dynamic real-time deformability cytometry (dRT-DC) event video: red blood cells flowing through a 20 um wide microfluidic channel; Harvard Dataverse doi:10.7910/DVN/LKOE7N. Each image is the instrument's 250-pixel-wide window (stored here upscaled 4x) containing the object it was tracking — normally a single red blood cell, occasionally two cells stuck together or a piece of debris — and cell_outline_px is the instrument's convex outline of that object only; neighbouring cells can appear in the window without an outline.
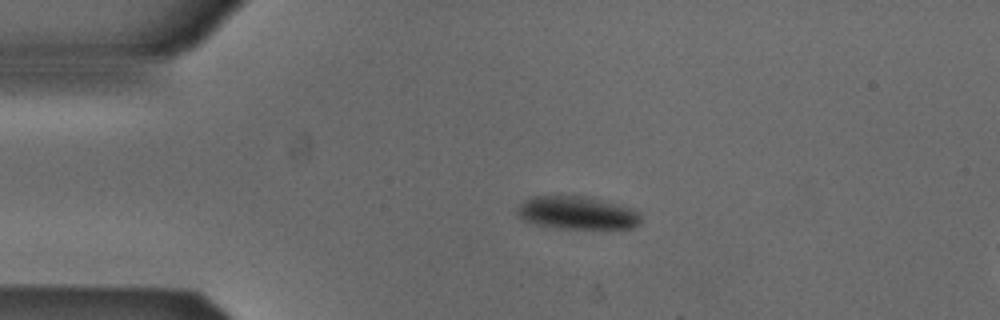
{"species": "Egyptian fruit bat (a non-hibernating species)", "species_latin": "Rousettus aegyptiacus", "temperature_condition": "cold", "stored_images_in_passage": 43, "camera_frame_rate_fps": 3000, "um_per_image_px": 0.085, "animal": {"sex": "male"}, "frame": {"image": 1, "passage_image": 1, "time_ms": 0.0, "image_size_px": [1000, 320], "cell_outline_px": [[640, 224], [632, 228], [556, 228], [536, 224], [524, 220], [516, 216], [516, 208], [524, 200], [532, 196], [580, 196], [620, 204], [632, 208], [640, 212]], "centroid_in_image_um": [49.03, 18.09], "position_along_channel_um": 36.0, "area_um2": 23.76}}
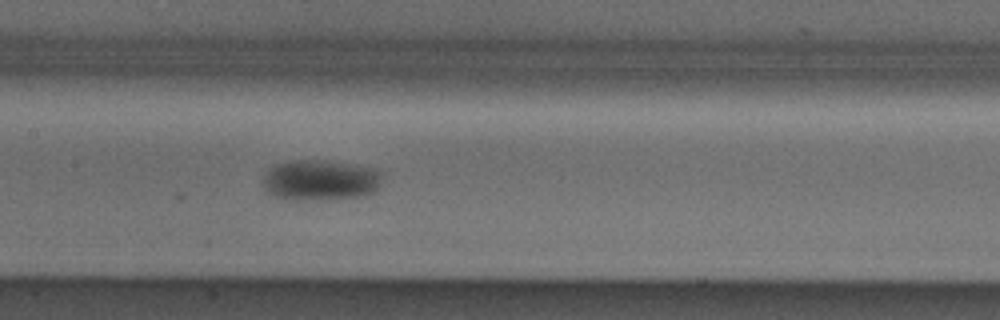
{"frame": {"image": 2, "passage_image": 15, "time_ms": 4.667, "image_size_px": [1000, 320], "cell_outline_px": [[384, 172], [380, 184], [376, 192], [364, 196], [320, 200], [304, 200], [276, 196], [268, 192], [260, 184], [264, 176], [276, 164], [296, 160], [320, 160], [352, 164], [380, 168]], "centroid_in_image_um": [27.32, 15.31], "position_along_channel_um": 180.1, "area_um2": 28.55}}
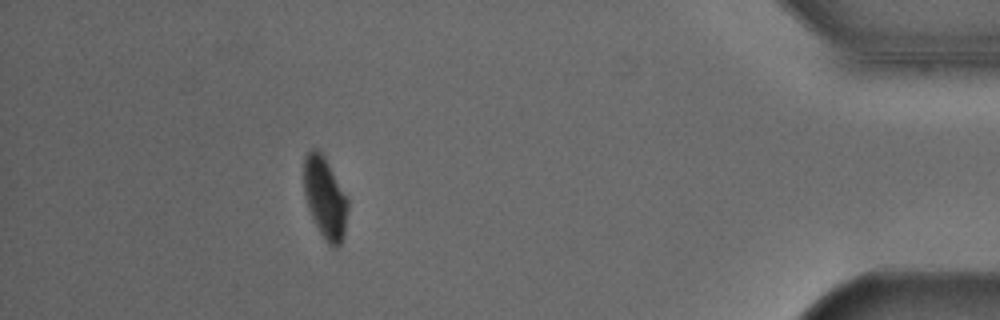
{"frame": {"image": 3, "passage_image": 37, "time_ms": 12.0, "image_size_px": [1000, 320], "cell_outline_px": [[348, 208], [344, 236], [340, 244], [336, 248], [332, 248], [324, 240], [308, 208], [304, 196], [304, 156], [312, 148], [316, 148], [324, 156], [348, 200]], "centroid_in_image_um": [27.62, 16.84], "position_along_channel_um": 407.6, "area_um2": 20.75}}